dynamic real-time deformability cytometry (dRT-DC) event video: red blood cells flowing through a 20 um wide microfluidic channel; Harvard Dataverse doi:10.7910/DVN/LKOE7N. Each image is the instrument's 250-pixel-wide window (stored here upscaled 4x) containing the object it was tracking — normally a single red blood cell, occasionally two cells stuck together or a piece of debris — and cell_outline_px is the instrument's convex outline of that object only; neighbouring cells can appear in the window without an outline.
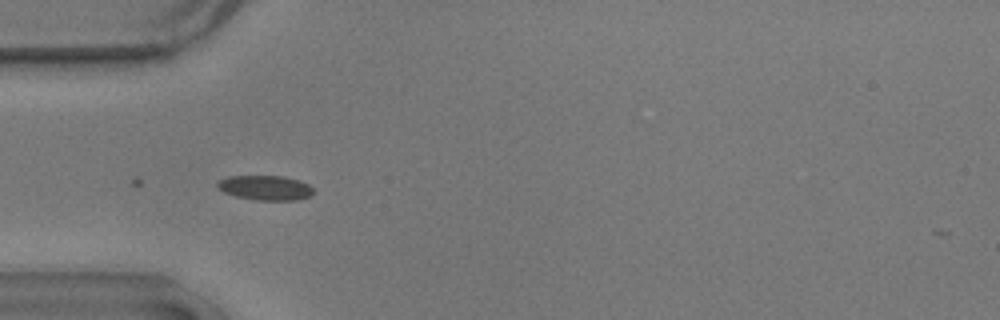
{"species": "common noctule bat (a hibernating species)", "species_latin": "Nyctalus noctula", "temperature_condition": "warm", "stored_images_in_passage": 41, "camera_frame_rate_fps": 3000, "um_per_image_px": 0.085, "animal": {"sex": "male", "body_mass_g": 17.9}, "frame": {"image": 1, "passage_image": 2, "time_ms": 0.333, "image_size_px": [1000, 320], "cell_outline_px": [[312, 196], [296, 200], [256, 200], [236, 196], [224, 192], [216, 184], [220, 180], [228, 176], [284, 176], [300, 180], [308, 184], [312, 188]], "centroid_in_image_um": [22.59, 15.96], "position_along_channel_um": 62.4, "area_um2": 13.76}}
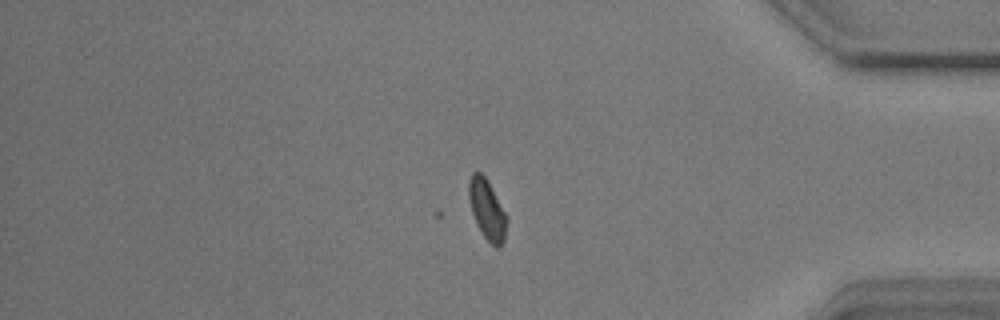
{"frame": {"image": 2, "passage_image": 32, "time_ms": 10.333, "image_size_px": [1000, 320], "cell_outline_px": [[508, 220], [504, 240], [500, 248], [496, 248], [484, 236], [476, 224], [468, 200], [468, 180], [472, 172], [480, 172], [484, 176], [508, 216]], "centroid_in_image_um": [41.4, 17.83], "position_along_channel_um": 393.8, "area_um2": 13.35}}
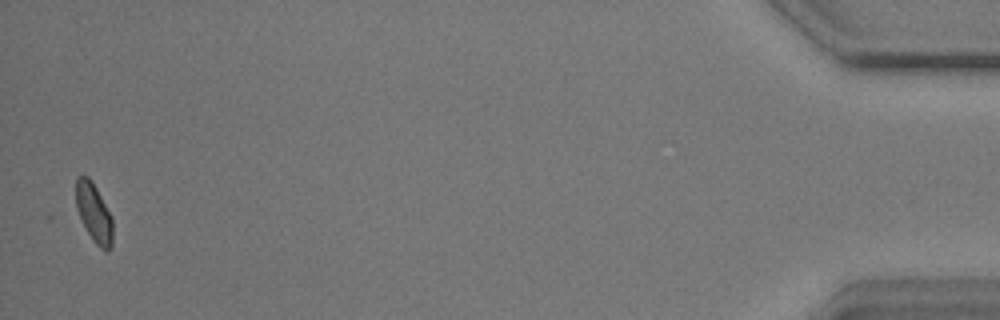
{"frame": {"image": 3, "passage_image": 40, "time_ms": 13.0, "image_size_px": [1000, 320], "cell_outline_px": [[112, 248], [108, 252], [104, 252], [92, 240], [80, 220], [76, 208], [76, 176], [88, 176], [92, 180], [112, 216]], "centroid_in_image_um": [7.98, 18.12], "position_along_channel_um": 427.2, "area_um2": 12.95}}